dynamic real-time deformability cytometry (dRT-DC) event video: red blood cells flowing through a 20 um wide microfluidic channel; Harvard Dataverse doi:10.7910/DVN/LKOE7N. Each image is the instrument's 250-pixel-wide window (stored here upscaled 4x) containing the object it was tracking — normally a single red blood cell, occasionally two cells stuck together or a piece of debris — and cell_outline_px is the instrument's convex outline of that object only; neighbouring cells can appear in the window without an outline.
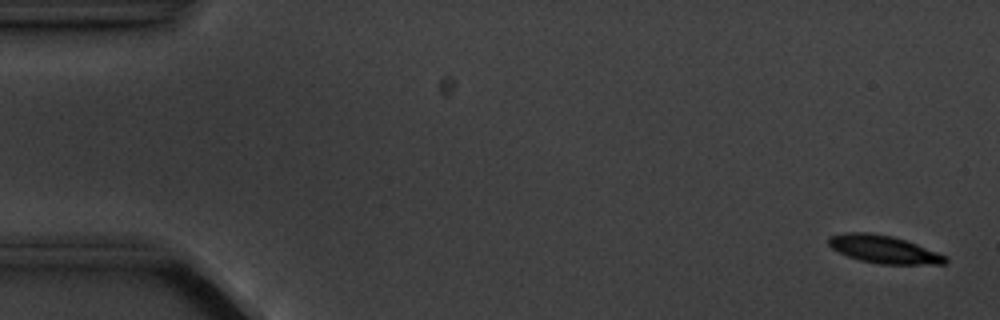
{"species": "common noctule bat (a hibernating species)", "species_latin": "Nyctalus noctula", "temperature_condition": "cold", "stored_images_in_passage": 4, "camera_frame_rate_fps": 3000, "um_per_image_px": 0.085, "animal": {"sex": "male", "body_mass_g": 20.1, "forearm_length_mm": 53.5}, "frame": {"image": 1, "passage_image": 1, "time_ms": 0.0, "image_size_px": [1000, 320], "cell_outline_px": [[948, 260], [944, 264], [880, 264], [860, 260], [848, 256], [832, 248], [828, 244], [828, 236], [844, 232], [868, 232], [892, 236], [916, 244], [936, 252], [944, 256]], "centroid_in_image_um": [75.06, 21.18], "position_along_channel_um": 9.9, "area_um2": 18.67}}